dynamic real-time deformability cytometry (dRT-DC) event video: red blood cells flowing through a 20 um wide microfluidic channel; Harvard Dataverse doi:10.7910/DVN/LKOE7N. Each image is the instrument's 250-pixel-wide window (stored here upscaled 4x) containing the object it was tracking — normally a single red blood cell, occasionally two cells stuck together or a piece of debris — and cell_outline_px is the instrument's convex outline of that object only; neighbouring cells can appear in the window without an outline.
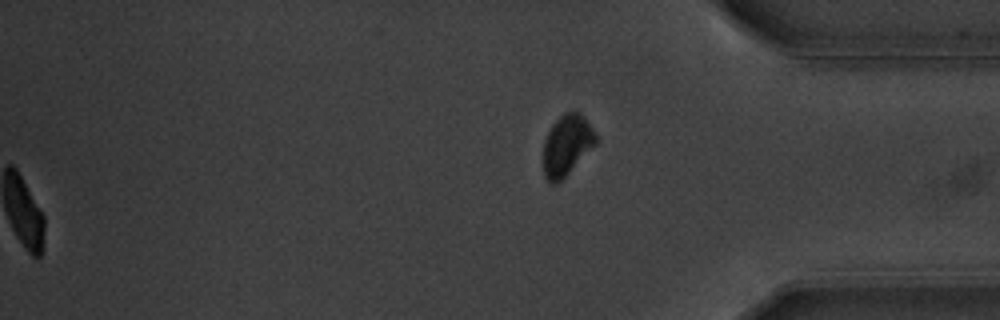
{"species": "common noctule bat (a hibernating species)", "species_latin": "Nyctalus noctula", "temperature_condition": "warm", "stored_images_in_passage": 58, "segment_of_instrument_passage": [2, 2], "camera_frame_rate_fps": 3000, "um_per_image_px": 0.085, "animal": {"sex": "male", "body_mass_g": 20.1, "forearm_length_mm": 53.5}, "frame": {"image": 1, "passage_image": 58, "time_ms": 19.0, "image_size_px": [1000, 320], "cell_outline_px": [[596, 144], [556, 184], [552, 184], [544, 176], [544, 140], [552, 124], [564, 112], [580, 112], [584, 116], [596, 136]], "centroid_in_image_um": [48.16, 12.31], "position_along_channel_um": 387.0, "area_um2": 18.09}}